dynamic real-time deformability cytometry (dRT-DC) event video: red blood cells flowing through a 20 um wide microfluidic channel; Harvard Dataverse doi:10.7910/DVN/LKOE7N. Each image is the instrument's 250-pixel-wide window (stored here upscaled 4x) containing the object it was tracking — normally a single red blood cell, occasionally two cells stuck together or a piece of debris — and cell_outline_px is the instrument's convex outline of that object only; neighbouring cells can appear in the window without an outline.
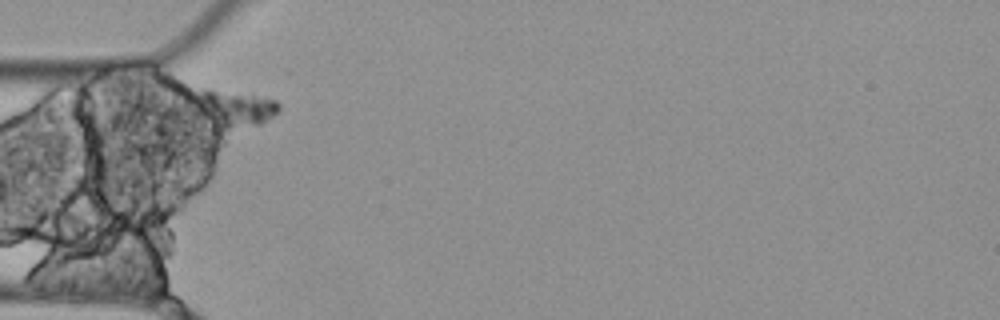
{"species": "Egyptian fruit bat (a non-hibernating species)", "species_latin": "Rousettus aegyptiacus", "temperature_condition": "cold", "stored_images_in_passage": 4, "camera_frame_rate_fps": 3000, "um_per_image_px": 0.085, "animal": {"sex": "female"}, "frame": {"image": 1, "passage_image": 2, "time_ms": 0.333, "image_size_px": [1000, 320], "cell_outline_px": [[280, 112], [268, 120], [260, 124], [228, 128], [224, 128], [168, 120], [160, 112], [200, 88], [212, 88], [276, 100], [280, 104]], "centroid_in_image_um": [18.88, 9.27], "position_along_channel_um": 66.1, "area_um2": 23.87}}
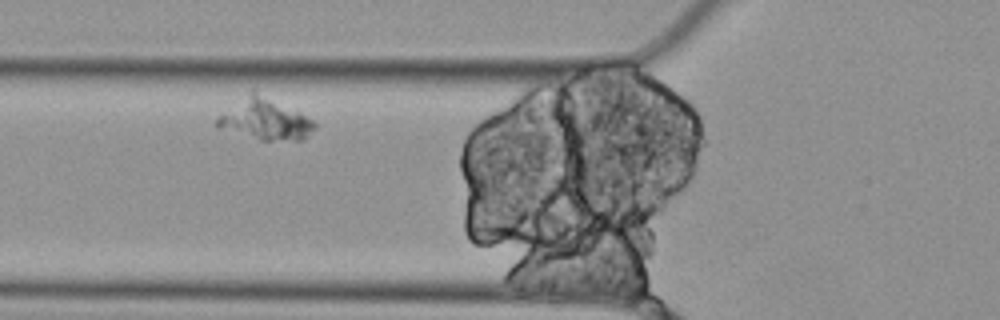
{"frame": {"image": 2, "passage_image": 3, "time_ms": 0.667, "image_size_px": [1000, 320], "cell_outline_px": [[316, 128], [304, 140], [260, 140], [216, 128], [216, 116], [252, 88], [256, 88], [300, 112], [312, 120], [316, 124]], "centroid_in_image_um": [22.48, 10.09], "position_along_channel_um": 103.3, "area_um2": 24.28}}